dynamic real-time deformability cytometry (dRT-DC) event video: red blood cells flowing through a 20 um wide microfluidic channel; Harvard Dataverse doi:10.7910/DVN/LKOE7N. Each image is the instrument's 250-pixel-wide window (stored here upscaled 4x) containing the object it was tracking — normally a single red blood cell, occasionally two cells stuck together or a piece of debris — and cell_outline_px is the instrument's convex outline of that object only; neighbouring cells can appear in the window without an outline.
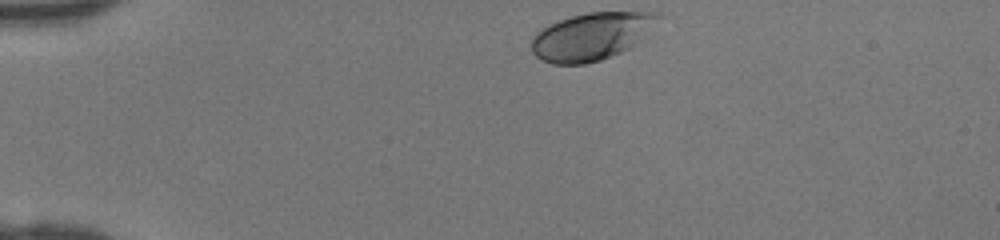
{"species": "human", "species_latin": "Homo sapiens", "temperature_condition": "room temperature", "stored_images_in_passage": 31, "camera_frame_rate_fps": 3000, "um_per_image_px": 0.085, "donor": {"sex": "female"}, "frame": {"image": 1, "passage_image": 1, "time_ms": 0.0, "image_size_px": [1000, 240], "cell_outline_px": [[668, 16], [632, 48], [600, 60], [584, 64], [552, 64], [536, 56], [532, 52], [532, 40], [536, 32], [548, 24], [572, 16], [588, 12], [660, 12]], "centroid_in_image_um": [50.39, 3.07], "position_along_channel_um": 34.6, "area_um2": 35.66}}
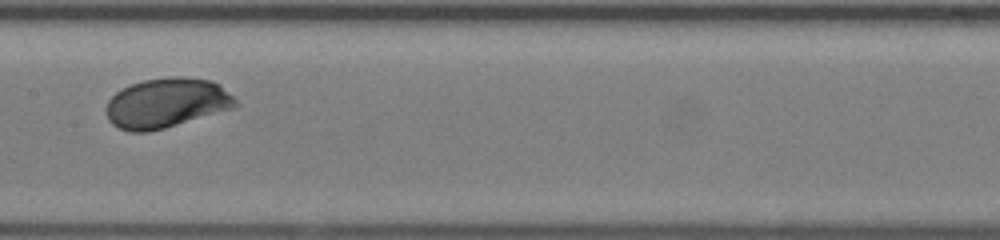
{"frame": {"image": 2, "passage_image": 16, "time_ms": 5.0, "image_size_px": [1000, 240], "cell_outline_px": [[240, 104], [236, 108], [164, 128], [148, 132], [128, 132], [112, 124], [108, 120], [108, 100], [116, 92], [132, 84], [144, 80], [168, 76], [180, 76], [212, 80], [220, 84]], "centroid_in_image_um": [14.2, 8.75], "position_along_channel_um": 193.2, "area_um2": 37.57}}
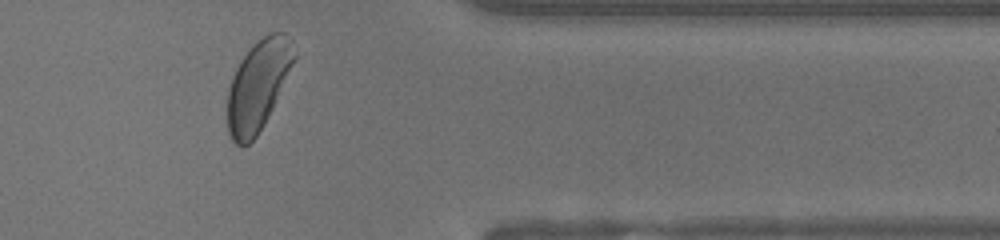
{"frame": {"image": 3, "passage_image": 30, "time_ms": 9.667, "image_size_px": [1000, 240], "cell_outline_px": [[296, 56], [272, 108], [256, 136], [244, 148], [240, 148], [232, 140], [228, 132], [228, 88], [232, 76], [240, 60], [264, 36], [272, 32], [284, 32], [292, 40]], "centroid_in_image_um": [21.92, 7.28], "position_along_channel_um": 389.5, "area_um2": 34.33}}